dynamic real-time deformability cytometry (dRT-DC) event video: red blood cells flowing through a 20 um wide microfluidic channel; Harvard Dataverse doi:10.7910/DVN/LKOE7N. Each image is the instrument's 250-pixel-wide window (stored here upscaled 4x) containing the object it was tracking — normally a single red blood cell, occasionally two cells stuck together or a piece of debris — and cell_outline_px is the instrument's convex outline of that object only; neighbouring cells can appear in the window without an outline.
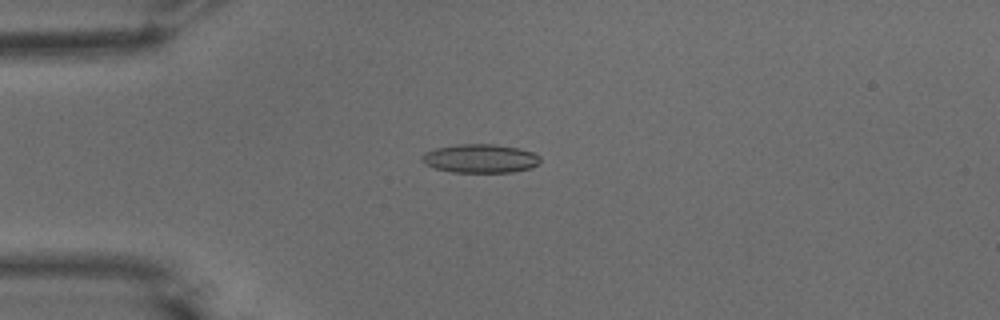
{"species": "common noctule bat (a hibernating species)", "species_latin": "Nyctalus noctula", "temperature_condition": "warm", "stored_images_in_passage": 54, "camera_frame_rate_fps": 3000, "um_per_image_px": 0.085, "animal": {"sex": "male", "body_mass_g": 15.6}, "frame": {"image": 1, "passage_image": 14, "time_ms": 4.333, "image_size_px": [1000, 320], "cell_outline_px": [[540, 160], [532, 168], [512, 172], [452, 172], [436, 168], [424, 164], [420, 160], [420, 156], [424, 152], [436, 148], [456, 144], [492, 144], [520, 148], [532, 152], [540, 156]], "centroid_in_image_um": [40.79, 13.47], "position_along_channel_um": 44.2, "area_um2": 19.88}}
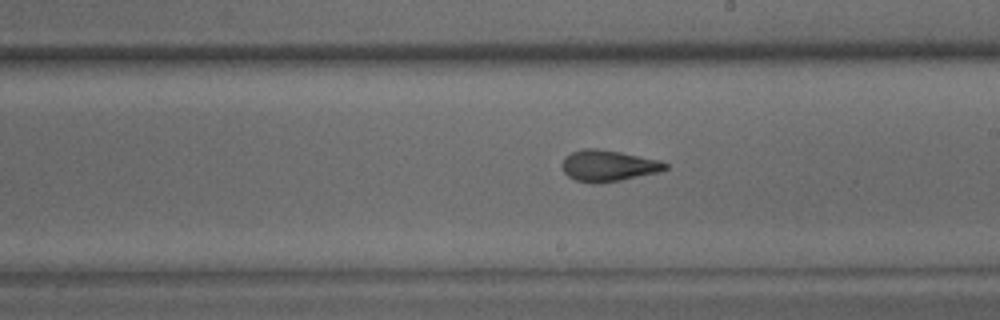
{"frame": {"image": 2, "passage_image": 31, "time_ms": 10.0, "image_size_px": [1000, 320], "cell_outline_px": [[668, 168], [660, 172], [620, 180], [596, 184], [592, 184], [576, 180], [568, 176], [564, 172], [564, 156], [572, 152], [584, 148], [596, 148], [620, 152], [660, 160], [668, 164]], "centroid_in_image_um": [51.72, 14.09], "position_along_channel_um": 237.3, "area_um2": 18.73}}
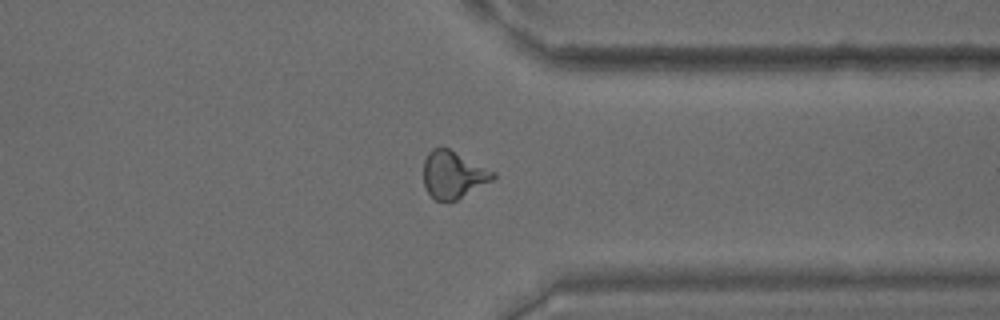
{"frame": {"image": 3, "passage_image": 42, "time_ms": 13.667, "image_size_px": [1000, 320], "cell_outline_px": [[496, 176], [492, 180], [456, 200], [448, 204], [436, 200], [428, 192], [424, 184], [424, 160], [428, 152], [432, 148], [448, 148], [496, 172]], "centroid_in_image_um": [38.51, 14.87], "position_along_channel_um": 372.9, "area_um2": 19.07}, "authors_computed_cell_mechanics": {"area_um2": 18.8717, "velocity_mm_per_s": 3.7695, "shape_relaxation_time_tau1_ms": 10.6571, "shape_relaxation_time_tau2_ms": 1.8563, "deformation_change_tau1": 0.2906, "deformation_change_tau2": 0.1061}}